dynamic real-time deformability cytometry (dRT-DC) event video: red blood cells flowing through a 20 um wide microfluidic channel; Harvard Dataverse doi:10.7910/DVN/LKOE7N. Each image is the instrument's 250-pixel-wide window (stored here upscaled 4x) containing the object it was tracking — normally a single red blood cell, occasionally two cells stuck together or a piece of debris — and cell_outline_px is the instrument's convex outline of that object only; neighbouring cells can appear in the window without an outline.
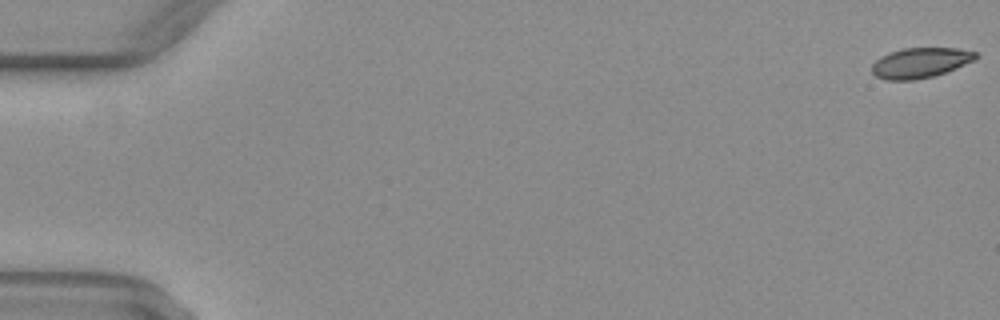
{"species": "common noctule bat (a hibernating species)", "species_latin": "Nyctalus noctula", "temperature_condition": "warm", "stored_images_in_passage": 53, "camera_frame_rate_fps": 3000, "um_per_image_px": 0.085, "animal": {"sex": "female", "body_mass_g": 29.2, "forearm_length_mm": 56.3}, "frame": {"image": 1, "passage_image": 1, "time_ms": 0.0, "image_size_px": [1000, 320], "cell_outline_px": [[976, 56], [972, 60], [944, 72], [932, 76], [908, 80], [892, 80], [876, 76], [872, 72], [872, 64], [876, 60], [892, 52], [908, 48], [952, 48], [976, 52]], "centroid_in_image_um": [78.18, 5.33], "position_along_channel_um": 6.8, "area_um2": 17.4}}
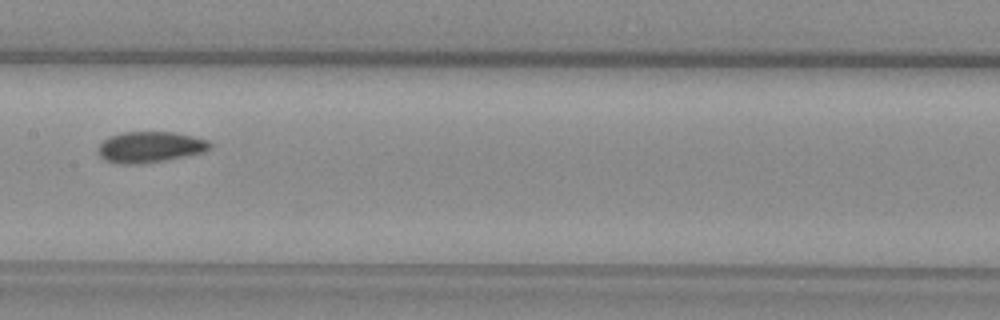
{"frame": {"image": 2, "passage_image": 28, "time_ms": 9.0, "image_size_px": [1000, 320], "cell_outline_px": [[208, 148], [200, 152], [156, 160], [108, 160], [100, 152], [100, 144], [104, 140], [112, 136], [128, 132], [168, 132], [188, 136], [204, 140], [208, 144]], "centroid_in_image_um": [12.75, 12.41], "position_along_channel_um": 194.6, "area_um2": 17.63}}
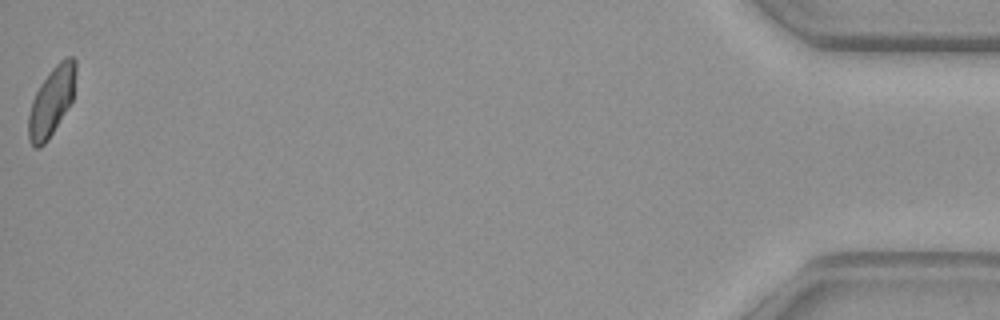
{"frame": {"image": 3, "passage_image": 53, "time_ms": 17.333, "image_size_px": [1000, 320], "cell_outline_px": [[76, 68], [72, 100], [52, 132], [44, 144], [36, 148], [32, 144], [28, 136], [28, 116], [36, 92], [44, 80], [56, 64], [60, 60], [68, 56], [72, 56], [76, 60]], "centroid_in_image_um": [4.39, 8.59], "position_along_channel_um": 430.8, "area_um2": 18.21}, "authors_computed_cell_mechanics": {"area_um2": 17.9758, "velocity_mm_per_s": 4.0249, "shape_relaxation_time_tau1_ms": null, "shape_relaxation_time_tau2_ms": 2.2585, "deformation_change_tau1": null, "deformation_change_tau2": 0.0551}}